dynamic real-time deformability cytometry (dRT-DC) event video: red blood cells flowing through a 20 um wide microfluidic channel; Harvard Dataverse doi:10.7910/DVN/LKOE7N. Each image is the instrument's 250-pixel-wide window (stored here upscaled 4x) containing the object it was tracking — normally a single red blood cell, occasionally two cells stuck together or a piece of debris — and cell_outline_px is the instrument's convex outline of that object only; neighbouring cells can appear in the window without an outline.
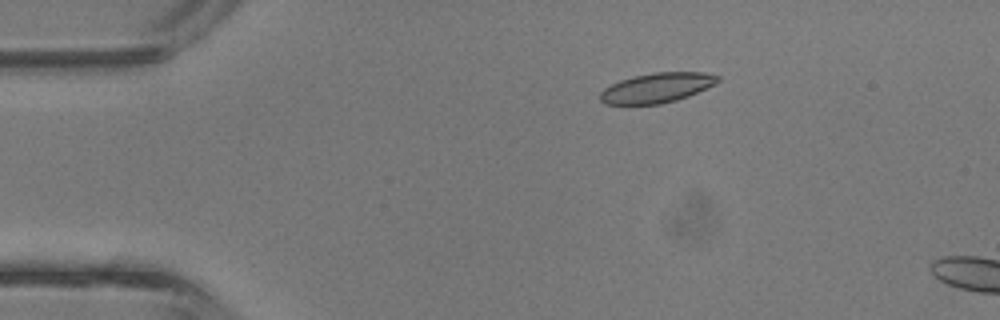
{"species": "common noctule bat (a hibernating species)", "species_latin": "Nyctalus noctula", "temperature_condition": "room temperature", "stored_images_in_passage": 11, "camera_frame_rate_fps": 3000, "um_per_image_px": 0.085, "animal": {"sex": "male", "body_mass_g": 13.3}, "frame": {"image": 1, "passage_image": 8, "time_ms": 2.333, "image_size_px": [1000, 320], "cell_outline_px": [[720, 80], [716, 84], [688, 96], [676, 100], [660, 104], [604, 104], [600, 100], [600, 92], [604, 88], [620, 80], [632, 76], [652, 72], [704, 72], [720, 76]], "centroid_in_image_um": [55.84, 7.45], "position_along_channel_um": 29.2, "area_um2": 20.52}}